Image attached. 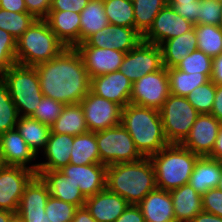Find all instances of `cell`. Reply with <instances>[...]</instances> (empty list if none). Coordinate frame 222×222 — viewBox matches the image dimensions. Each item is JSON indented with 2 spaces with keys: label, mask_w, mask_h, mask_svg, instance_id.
I'll return each mask as SVG.
<instances>
[{
  "label": "cell",
  "mask_w": 222,
  "mask_h": 222,
  "mask_svg": "<svg viewBox=\"0 0 222 222\" xmlns=\"http://www.w3.org/2000/svg\"><path fill=\"white\" fill-rule=\"evenodd\" d=\"M34 67L43 95L63 105L80 103L90 91V78L76 48L66 47L57 57Z\"/></svg>",
  "instance_id": "cell-1"
},
{
  "label": "cell",
  "mask_w": 222,
  "mask_h": 222,
  "mask_svg": "<svg viewBox=\"0 0 222 222\" xmlns=\"http://www.w3.org/2000/svg\"><path fill=\"white\" fill-rule=\"evenodd\" d=\"M106 188L123 197L130 205H138L157 188L150 158L107 166Z\"/></svg>",
  "instance_id": "cell-2"
},
{
  "label": "cell",
  "mask_w": 222,
  "mask_h": 222,
  "mask_svg": "<svg viewBox=\"0 0 222 222\" xmlns=\"http://www.w3.org/2000/svg\"><path fill=\"white\" fill-rule=\"evenodd\" d=\"M121 124L143 157H150L169 145L160 110L129 103L122 108Z\"/></svg>",
  "instance_id": "cell-3"
},
{
  "label": "cell",
  "mask_w": 222,
  "mask_h": 222,
  "mask_svg": "<svg viewBox=\"0 0 222 222\" xmlns=\"http://www.w3.org/2000/svg\"><path fill=\"white\" fill-rule=\"evenodd\" d=\"M199 157L181 144H169L150 156L157 188L170 192L189 183L194 165Z\"/></svg>",
  "instance_id": "cell-4"
},
{
  "label": "cell",
  "mask_w": 222,
  "mask_h": 222,
  "mask_svg": "<svg viewBox=\"0 0 222 222\" xmlns=\"http://www.w3.org/2000/svg\"><path fill=\"white\" fill-rule=\"evenodd\" d=\"M66 46L50 29L45 19H36L17 39L16 62L36 66L57 57Z\"/></svg>",
  "instance_id": "cell-5"
},
{
  "label": "cell",
  "mask_w": 222,
  "mask_h": 222,
  "mask_svg": "<svg viewBox=\"0 0 222 222\" xmlns=\"http://www.w3.org/2000/svg\"><path fill=\"white\" fill-rule=\"evenodd\" d=\"M19 116H31L43 98L35 67L15 64L0 75Z\"/></svg>",
  "instance_id": "cell-6"
},
{
  "label": "cell",
  "mask_w": 222,
  "mask_h": 222,
  "mask_svg": "<svg viewBox=\"0 0 222 222\" xmlns=\"http://www.w3.org/2000/svg\"><path fill=\"white\" fill-rule=\"evenodd\" d=\"M164 135L169 144H181L199 113L186 97L170 94L160 109Z\"/></svg>",
  "instance_id": "cell-7"
},
{
  "label": "cell",
  "mask_w": 222,
  "mask_h": 222,
  "mask_svg": "<svg viewBox=\"0 0 222 222\" xmlns=\"http://www.w3.org/2000/svg\"><path fill=\"white\" fill-rule=\"evenodd\" d=\"M100 163L110 166L143 158L122 124L96 132Z\"/></svg>",
  "instance_id": "cell-8"
},
{
  "label": "cell",
  "mask_w": 222,
  "mask_h": 222,
  "mask_svg": "<svg viewBox=\"0 0 222 222\" xmlns=\"http://www.w3.org/2000/svg\"><path fill=\"white\" fill-rule=\"evenodd\" d=\"M170 95L167 68L144 75L132 84L130 103L160 110Z\"/></svg>",
  "instance_id": "cell-9"
},
{
  "label": "cell",
  "mask_w": 222,
  "mask_h": 222,
  "mask_svg": "<svg viewBox=\"0 0 222 222\" xmlns=\"http://www.w3.org/2000/svg\"><path fill=\"white\" fill-rule=\"evenodd\" d=\"M163 67L160 46L142 40L126 53L119 70L134 83L144 75L161 70Z\"/></svg>",
  "instance_id": "cell-10"
},
{
  "label": "cell",
  "mask_w": 222,
  "mask_h": 222,
  "mask_svg": "<svg viewBox=\"0 0 222 222\" xmlns=\"http://www.w3.org/2000/svg\"><path fill=\"white\" fill-rule=\"evenodd\" d=\"M80 105L88 131L95 133L121 124L122 107L91 91L81 100Z\"/></svg>",
  "instance_id": "cell-11"
},
{
  "label": "cell",
  "mask_w": 222,
  "mask_h": 222,
  "mask_svg": "<svg viewBox=\"0 0 222 222\" xmlns=\"http://www.w3.org/2000/svg\"><path fill=\"white\" fill-rule=\"evenodd\" d=\"M36 175L21 166H6L0 169V210L17 213L26 185Z\"/></svg>",
  "instance_id": "cell-12"
},
{
  "label": "cell",
  "mask_w": 222,
  "mask_h": 222,
  "mask_svg": "<svg viewBox=\"0 0 222 222\" xmlns=\"http://www.w3.org/2000/svg\"><path fill=\"white\" fill-rule=\"evenodd\" d=\"M194 28V24L177 14L174 8L166 4L155 17L150 29L142 40L160 45L162 42L182 35Z\"/></svg>",
  "instance_id": "cell-13"
},
{
  "label": "cell",
  "mask_w": 222,
  "mask_h": 222,
  "mask_svg": "<svg viewBox=\"0 0 222 222\" xmlns=\"http://www.w3.org/2000/svg\"><path fill=\"white\" fill-rule=\"evenodd\" d=\"M49 196L46 183L39 175H35L24 189L16 214L24 222H50L45 213Z\"/></svg>",
  "instance_id": "cell-14"
},
{
  "label": "cell",
  "mask_w": 222,
  "mask_h": 222,
  "mask_svg": "<svg viewBox=\"0 0 222 222\" xmlns=\"http://www.w3.org/2000/svg\"><path fill=\"white\" fill-rule=\"evenodd\" d=\"M221 124L222 122L211 114H199L181 145L200 157L209 156L213 151Z\"/></svg>",
  "instance_id": "cell-15"
},
{
  "label": "cell",
  "mask_w": 222,
  "mask_h": 222,
  "mask_svg": "<svg viewBox=\"0 0 222 222\" xmlns=\"http://www.w3.org/2000/svg\"><path fill=\"white\" fill-rule=\"evenodd\" d=\"M0 156L6 166H21L37 174V156L29 148L17 129L0 135Z\"/></svg>",
  "instance_id": "cell-16"
},
{
  "label": "cell",
  "mask_w": 222,
  "mask_h": 222,
  "mask_svg": "<svg viewBox=\"0 0 222 222\" xmlns=\"http://www.w3.org/2000/svg\"><path fill=\"white\" fill-rule=\"evenodd\" d=\"M132 82L120 71L90 78V91L122 108L130 103Z\"/></svg>",
  "instance_id": "cell-17"
},
{
  "label": "cell",
  "mask_w": 222,
  "mask_h": 222,
  "mask_svg": "<svg viewBox=\"0 0 222 222\" xmlns=\"http://www.w3.org/2000/svg\"><path fill=\"white\" fill-rule=\"evenodd\" d=\"M106 169L107 165L102 163L91 165L69 163L59 171L73 183L79 185L82 194L87 198L106 188Z\"/></svg>",
  "instance_id": "cell-18"
},
{
  "label": "cell",
  "mask_w": 222,
  "mask_h": 222,
  "mask_svg": "<svg viewBox=\"0 0 222 222\" xmlns=\"http://www.w3.org/2000/svg\"><path fill=\"white\" fill-rule=\"evenodd\" d=\"M80 53L89 78L118 71L126 53L115 49L93 46H76Z\"/></svg>",
  "instance_id": "cell-19"
},
{
  "label": "cell",
  "mask_w": 222,
  "mask_h": 222,
  "mask_svg": "<svg viewBox=\"0 0 222 222\" xmlns=\"http://www.w3.org/2000/svg\"><path fill=\"white\" fill-rule=\"evenodd\" d=\"M129 205L123 197L105 188L87 197L84 206L96 222H114Z\"/></svg>",
  "instance_id": "cell-20"
},
{
  "label": "cell",
  "mask_w": 222,
  "mask_h": 222,
  "mask_svg": "<svg viewBox=\"0 0 222 222\" xmlns=\"http://www.w3.org/2000/svg\"><path fill=\"white\" fill-rule=\"evenodd\" d=\"M46 183L51 196L71 203L78 208L84 207L86 197L68 177H65L59 170H37V174Z\"/></svg>",
  "instance_id": "cell-21"
},
{
  "label": "cell",
  "mask_w": 222,
  "mask_h": 222,
  "mask_svg": "<svg viewBox=\"0 0 222 222\" xmlns=\"http://www.w3.org/2000/svg\"><path fill=\"white\" fill-rule=\"evenodd\" d=\"M137 206L145 222H176L169 191L156 188L149 192Z\"/></svg>",
  "instance_id": "cell-22"
},
{
  "label": "cell",
  "mask_w": 222,
  "mask_h": 222,
  "mask_svg": "<svg viewBox=\"0 0 222 222\" xmlns=\"http://www.w3.org/2000/svg\"><path fill=\"white\" fill-rule=\"evenodd\" d=\"M74 136L50 133L45 149L41 152L45 161L37 162V170H60L70 162Z\"/></svg>",
  "instance_id": "cell-23"
},
{
  "label": "cell",
  "mask_w": 222,
  "mask_h": 222,
  "mask_svg": "<svg viewBox=\"0 0 222 222\" xmlns=\"http://www.w3.org/2000/svg\"><path fill=\"white\" fill-rule=\"evenodd\" d=\"M45 20L66 47L75 48L80 44V13L50 11Z\"/></svg>",
  "instance_id": "cell-24"
},
{
  "label": "cell",
  "mask_w": 222,
  "mask_h": 222,
  "mask_svg": "<svg viewBox=\"0 0 222 222\" xmlns=\"http://www.w3.org/2000/svg\"><path fill=\"white\" fill-rule=\"evenodd\" d=\"M176 222H190L203 211L202 195L189 183L170 191Z\"/></svg>",
  "instance_id": "cell-25"
},
{
  "label": "cell",
  "mask_w": 222,
  "mask_h": 222,
  "mask_svg": "<svg viewBox=\"0 0 222 222\" xmlns=\"http://www.w3.org/2000/svg\"><path fill=\"white\" fill-rule=\"evenodd\" d=\"M222 173V162L199 157L194 165L189 184L201 195L212 188H217Z\"/></svg>",
  "instance_id": "cell-26"
},
{
  "label": "cell",
  "mask_w": 222,
  "mask_h": 222,
  "mask_svg": "<svg viewBox=\"0 0 222 222\" xmlns=\"http://www.w3.org/2000/svg\"><path fill=\"white\" fill-rule=\"evenodd\" d=\"M197 37L194 28L182 35L162 42L159 46L163 66L173 68L190 52L197 50Z\"/></svg>",
  "instance_id": "cell-27"
},
{
  "label": "cell",
  "mask_w": 222,
  "mask_h": 222,
  "mask_svg": "<svg viewBox=\"0 0 222 222\" xmlns=\"http://www.w3.org/2000/svg\"><path fill=\"white\" fill-rule=\"evenodd\" d=\"M50 133L76 136L88 132L80 103L64 105L60 116L50 126Z\"/></svg>",
  "instance_id": "cell-28"
},
{
  "label": "cell",
  "mask_w": 222,
  "mask_h": 222,
  "mask_svg": "<svg viewBox=\"0 0 222 222\" xmlns=\"http://www.w3.org/2000/svg\"><path fill=\"white\" fill-rule=\"evenodd\" d=\"M16 129L29 148L39 158V153L45 149L47 144L51 132L50 126L43 124L30 116H19Z\"/></svg>",
  "instance_id": "cell-29"
},
{
  "label": "cell",
  "mask_w": 222,
  "mask_h": 222,
  "mask_svg": "<svg viewBox=\"0 0 222 222\" xmlns=\"http://www.w3.org/2000/svg\"><path fill=\"white\" fill-rule=\"evenodd\" d=\"M108 24L103 0H90L80 12V44Z\"/></svg>",
  "instance_id": "cell-30"
},
{
  "label": "cell",
  "mask_w": 222,
  "mask_h": 222,
  "mask_svg": "<svg viewBox=\"0 0 222 222\" xmlns=\"http://www.w3.org/2000/svg\"><path fill=\"white\" fill-rule=\"evenodd\" d=\"M69 163L73 165H91L100 163L96 132L88 131L74 136Z\"/></svg>",
  "instance_id": "cell-31"
},
{
  "label": "cell",
  "mask_w": 222,
  "mask_h": 222,
  "mask_svg": "<svg viewBox=\"0 0 222 222\" xmlns=\"http://www.w3.org/2000/svg\"><path fill=\"white\" fill-rule=\"evenodd\" d=\"M169 77L170 94L186 97L200 85L208 82L210 79L202 73H186L179 69L167 68Z\"/></svg>",
  "instance_id": "cell-32"
},
{
  "label": "cell",
  "mask_w": 222,
  "mask_h": 222,
  "mask_svg": "<svg viewBox=\"0 0 222 222\" xmlns=\"http://www.w3.org/2000/svg\"><path fill=\"white\" fill-rule=\"evenodd\" d=\"M197 49L214 58L222 53V27L217 25H194Z\"/></svg>",
  "instance_id": "cell-33"
},
{
  "label": "cell",
  "mask_w": 222,
  "mask_h": 222,
  "mask_svg": "<svg viewBox=\"0 0 222 222\" xmlns=\"http://www.w3.org/2000/svg\"><path fill=\"white\" fill-rule=\"evenodd\" d=\"M167 4V0H134L135 29L143 36L153 24L155 17Z\"/></svg>",
  "instance_id": "cell-34"
},
{
  "label": "cell",
  "mask_w": 222,
  "mask_h": 222,
  "mask_svg": "<svg viewBox=\"0 0 222 222\" xmlns=\"http://www.w3.org/2000/svg\"><path fill=\"white\" fill-rule=\"evenodd\" d=\"M109 24L135 28L133 2L127 0H103Z\"/></svg>",
  "instance_id": "cell-35"
},
{
  "label": "cell",
  "mask_w": 222,
  "mask_h": 222,
  "mask_svg": "<svg viewBox=\"0 0 222 222\" xmlns=\"http://www.w3.org/2000/svg\"><path fill=\"white\" fill-rule=\"evenodd\" d=\"M36 19L28 12L16 13L0 8V29L18 39Z\"/></svg>",
  "instance_id": "cell-36"
},
{
  "label": "cell",
  "mask_w": 222,
  "mask_h": 222,
  "mask_svg": "<svg viewBox=\"0 0 222 222\" xmlns=\"http://www.w3.org/2000/svg\"><path fill=\"white\" fill-rule=\"evenodd\" d=\"M18 119L17 108L10 97L6 84L0 78V135L16 129Z\"/></svg>",
  "instance_id": "cell-37"
},
{
  "label": "cell",
  "mask_w": 222,
  "mask_h": 222,
  "mask_svg": "<svg viewBox=\"0 0 222 222\" xmlns=\"http://www.w3.org/2000/svg\"><path fill=\"white\" fill-rule=\"evenodd\" d=\"M212 64L213 58L197 49L184 57L175 68L190 74L202 73L210 79L212 75Z\"/></svg>",
  "instance_id": "cell-38"
},
{
  "label": "cell",
  "mask_w": 222,
  "mask_h": 222,
  "mask_svg": "<svg viewBox=\"0 0 222 222\" xmlns=\"http://www.w3.org/2000/svg\"><path fill=\"white\" fill-rule=\"evenodd\" d=\"M215 92L216 85L209 80L191 91L186 98L199 114H210L214 103Z\"/></svg>",
  "instance_id": "cell-39"
},
{
  "label": "cell",
  "mask_w": 222,
  "mask_h": 222,
  "mask_svg": "<svg viewBox=\"0 0 222 222\" xmlns=\"http://www.w3.org/2000/svg\"><path fill=\"white\" fill-rule=\"evenodd\" d=\"M110 31H112V45L120 52L127 53L142 41V35L135 28L110 24Z\"/></svg>",
  "instance_id": "cell-40"
},
{
  "label": "cell",
  "mask_w": 222,
  "mask_h": 222,
  "mask_svg": "<svg viewBox=\"0 0 222 222\" xmlns=\"http://www.w3.org/2000/svg\"><path fill=\"white\" fill-rule=\"evenodd\" d=\"M77 209V206L50 195L46 203L45 213L50 222H72Z\"/></svg>",
  "instance_id": "cell-41"
},
{
  "label": "cell",
  "mask_w": 222,
  "mask_h": 222,
  "mask_svg": "<svg viewBox=\"0 0 222 222\" xmlns=\"http://www.w3.org/2000/svg\"><path fill=\"white\" fill-rule=\"evenodd\" d=\"M63 106L62 103L43 96L36 110L30 117L51 126L60 116Z\"/></svg>",
  "instance_id": "cell-42"
},
{
  "label": "cell",
  "mask_w": 222,
  "mask_h": 222,
  "mask_svg": "<svg viewBox=\"0 0 222 222\" xmlns=\"http://www.w3.org/2000/svg\"><path fill=\"white\" fill-rule=\"evenodd\" d=\"M17 39L0 29V75L16 62Z\"/></svg>",
  "instance_id": "cell-43"
},
{
  "label": "cell",
  "mask_w": 222,
  "mask_h": 222,
  "mask_svg": "<svg viewBox=\"0 0 222 222\" xmlns=\"http://www.w3.org/2000/svg\"><path fill=\"white\" fill-rule=\"evenodd\" d=\"M222 14V3L208 0H199L198 25L220 26Z\"/></svg>",
  "instance_id": "cell-44"
},
{
  "label": "cell",
  "mask_w": 222,
  "mask_h": 222,
  "mask_svg": "<svg viewBox=\"0 0 222 222\" xmlns=\"http://www.w3.org/2000/svg\"><path fill=\"white\" fill-rule=\"evenodd\" d=\"M203 211L222 217V190L212 188L202 195Z\"/></svg>",
  "instance_id": "cell-45"
},
{
  "label": "cell",
  "mask_w": 222,
  "mask_h": 222,
  "mask_svg": "<svg viewBox=\"0 0 222 222\" xmlns=\"http://www.w3.org/2000/svg\"><path fill=\"white\" fill-rule=\"evenodd\" d=\"M77 46H93L98 48L114 49V46L112 45V31H110V24L102 30L97 31L85 42Z\"/></svg>",
  "instance_id": "cell-46"
},
{
  "label": "cell",
  "mask_w": 222,
  "mask_h": 222,
  "mask_svg": "<svg viewBox=\"0 0 222 222\" xmlns=\"http://www.w3.org/2000/svg\"><path fill=\"white\" fill-rule=\"evenodd\" d=\"M27 12L35 19H46L50 12L51 0H24Z\"/></svg>",
  "instance_id": "cell-47"
},
{
  "label": "cell",
  "mask_w": 222,
  "mask_h": 222,
  "mask_svg": "<svg viewBox=\"0 0 222 222\" xmlns=\"http://www.w3.org/2000/svg\"><path fill=\"white\" fill-rule=\"evenodd\" d=\"M90 0H51L50 11H73L80 13Z\"/></svg>",
  "instance_id": "cell-48"
},
{
  "label": "cell",
  "mask_w": 222,
  "mask_h": 222,
  "mask_svg": "<svg viewBox=\"0 0 222 222\" xmlns=\"http://www.w3.org/2000/svg\"><path fill=\"white\" fill-rule=\"evenodd\" d=\"M174 8L177 14L181 15L186 20H189L194 25H198L199 1H194V4H168Z\"/></svg>",
  "instance_id": "cell-49"
},
{
  "label": "cell",
  "mask_w": 222,
  "mask_h": 222,
  "mask_svg": "<svg viewBox=\"0 0 222 222\" xmlns=\"http://www.w3.org/2000/svg\"><path fill=\"white\" fill-rule=\"evenodd\" d=\"M114 222H145V220L137 205H129Z\"/></svg>",
  "instance_id": "cell-50"
},
{
  "label": "cell",
  "mask_w": 222,
  "mask_h": 222,
  "mask_svg": "<svg viewBox=\"0 0 222 222\" xmlns=\"http://www.w3.org/2000/svg\"><path fill=\"white\" fill-rule=\"evenodd\" d=\"M0 8L16 13L27 12L24 0H0Z\"/></svg>",
  "instance_id": "cell-51"
},
{
  "label": "cell",
  "mask_w": 222,
  "mask_h": 222,
  "mask_svg": "<svg viewBox=\"0 0 222 222\" xmlns=\"http://www.w3.org/2000/svg\"><path fill=\"white\" fill-rule=\"evenodd\" d=\"M210 114L222 122V85H216L214 103Z\"/></svg>",
  "instance_id": "cell-52"
},
{
  "label": "cell",
  "mask_w": 222,
  "mask_h": 222,
  "mask_svg": "<svg viewBox=\"0 0 222 222\" xmlns=\"http://www.w3.org/2000/svg\"><path fill=\"white\" fill-rule=\"evenodd\" d=\"M210 80L215 85H222V53L213 58L212 75Z\"/></svg>",
  "instance_id": "cell-53"
},
{
  "label": "cell",
  "mask_w": 222,
  "mask_h": 222,
  "mask_svg": "<svg viewBox=\"0 0 222 222\" xmlns=\"http://www.w3.org/2000/svg\"><path fill=\"white\" fill-rule=\"evenodd\" d=\"M208 157L222 162V124L219 128L213 151Z\"/></svg>",
  "instance_id": "cell-54"
},
{
  "label": "cell",
  "mask_w": 222,
  "mask_h": 222,
  "mask_svg": "<svg viewBox=\"0 0 222 222\" xmlns=\"http://www.w3.org/2000/svg\"><path fill=\"white\" fill-rule=\"evenodd\" d=\"M72 222H96V220L91 216L90 212L84 206L76 210Z\"/></svg>",
  "instance_id": "cell-55"
},
{
  "label": "cell",
  "mask_w": 222,
  "mask_h": 222,
  "mask_svg": "<svg viewBox=\"0 0 222 222\" xmlns=\"http://www.w3.org/2000/svg\"><path fill=\"white\" fill-rule=\"evenodd\" d=\"M190 222H222V217L202 211L198 213Z\"/></svg>",
  "instance_id": "cell-56"
},
{
  "label": "cell",
  "mask_w": 222,
  "mask_h": 222,
  "mask_svg": "<svg viewBox=\"0 0 222 222\" xmlns=\"http://www.w3.org/2000/svg\"><path fill=\"white\" fill-rule=\"evenodd\" d=\"M16 213L0 210V222H9Z\"/></svg>",
  "instance_id": "cell-57"
},
{
  "label": "cell",
  "mask_w": 222,
  "mask_h": 222,
  "mask_svg": "<svg viewBox=\"0 0 222 222\" xmlns=\"http://www.w3.org/2000/svg\"><path fill=\"white\" fill-rule=\"evenodd\" d=\"M194 1L199 0H167V4H194Z\"/></svg>",
  "instance_id": "cell-58"
},
{
  "label": "cell",
  "mask_w": 222,
  "mask_h": 222,
  "mask_svg": "<svg viewBox=\"0 0 222 222\" xmlns=\"http://www.w3.org/2000/svg\"><path fill=\"white\" fill-rule=\"evenodd\" d=\"M9 222H24L17 214H15Z\"/></svg>",
  "instance_id": "cell-59"
},
{
  "label": "cell",
  "mask_w": 222,
  "mask_h": 222,
  "mask_svg": "<svg viewBox=\"0 0 222 222\" xmlns=\"http://www.w3.org/2000/svg\"><path fill=\"white\" fill-rule=\"evenodd\" d=\"M217 188L222 190V173H221L220 181H219V184H218Z\"/></svg>",
  "instance_id": "cell-60"
},
{
  "label": "cell",
  "mask_w": 222,
  "mask_h": 222,
  "mask_svg": "<svg viewBox=\"0 0 222 222\" xmlns=\"http://www.w3.org/2000/svg\"><path fill=\"white\" fill-rule=\"evenodd\" d=\"M208 1H213V2H216V3H222V0H208Z\"/></svg>",
  "instance_id": "cell-61"
},
{
  "label": "cell",
  "mask_w": 222,
  "mask_h": 222,
  "mask_svg": "<svg viewBox=\"0 0 222 222\" xmlns=\"http://www.w3.org/2000/svg\"><path fill=\"white\" fill-rule=\"evenodd\" d=\"M4 166L3 162H2V159H1V156H0V169Z\"/></svg>",
  "instance_id": "cell-62"
},
{
  "label": "cell",
  "mask_w": 222,
  "mask_h": 222,
  "mask_svg": "<svg viewBox=\"0 0 222 222\" xmlns=\"http://www.w3.org/2000/svg\"><path fill=\"white\" fill-rule=\"evenodd\" d=\"M220 26L222 27V14H221V23H220Z\"/></svg>",
  "instance_id": "cell-63"
}]
</instances>
